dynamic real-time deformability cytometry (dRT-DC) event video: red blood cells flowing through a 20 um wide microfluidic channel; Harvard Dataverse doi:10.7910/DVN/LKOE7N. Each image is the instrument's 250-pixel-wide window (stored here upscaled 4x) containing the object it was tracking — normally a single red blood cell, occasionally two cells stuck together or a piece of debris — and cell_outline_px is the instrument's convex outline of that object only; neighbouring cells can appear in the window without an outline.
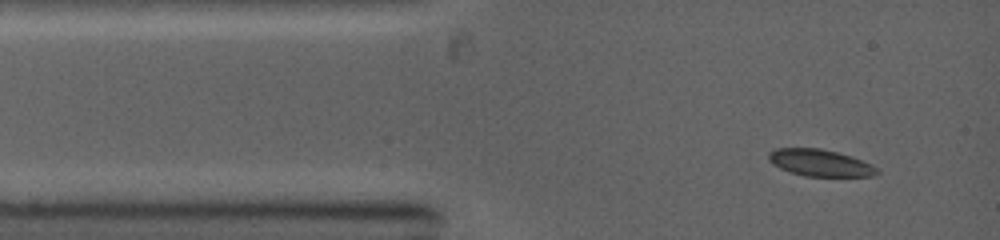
{"species": "common noctule bat (a hibernating species)", "species_latin": "Nyctalus noctula", "temperature_condition": "warm", "stored_images_in_passage": 3, "camera_frame_rate_fps": 5000, "um_per_image_px": 0.085, "animal": {"sex": "female", "body_mass_g": 19.0, "forearm_length_mm": 53.3}, "frame": {"image": 1, "passage_image": 1, "time_ms": 0.0, "image_size_px": [1000, 240], "cell_outline_px": [[880, 172], [872, 176], [804, 176], [788, 172], [780, 168], [768, 160], [768, 152], [776, 148], [820, 148], [852, 156], [872, 164]], "centroid_in_image_um": [69.69, 13.84], "position_along_channel_um": 15.3, "area_um2": 16.99}}
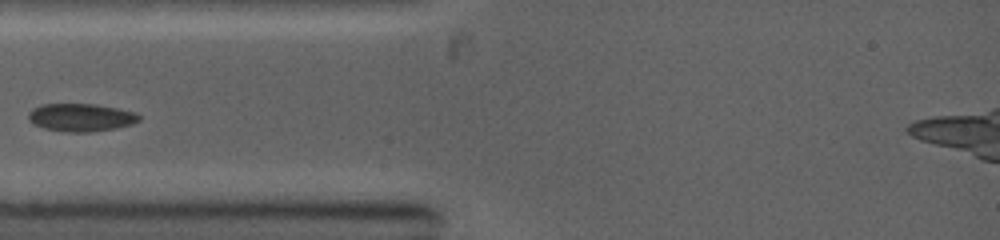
{"frame": {"image": 2, "passage_image": 3, "time_ms": 2.2, "image_size_px": [1000, 240], "cell_outline_px": [[140, 120], [132, 124], [116, 128], [88, 132], [64, 132], [44, 128], [32, 124], [28, 120], [28, 112], [32, 108], [40, 104], [96, 104], [136, 112], [140, 116]], "centroid_in_image_um": [6.84, 9.98], "position_along_channel_um": 78.2, "area_um2": 18.15}}